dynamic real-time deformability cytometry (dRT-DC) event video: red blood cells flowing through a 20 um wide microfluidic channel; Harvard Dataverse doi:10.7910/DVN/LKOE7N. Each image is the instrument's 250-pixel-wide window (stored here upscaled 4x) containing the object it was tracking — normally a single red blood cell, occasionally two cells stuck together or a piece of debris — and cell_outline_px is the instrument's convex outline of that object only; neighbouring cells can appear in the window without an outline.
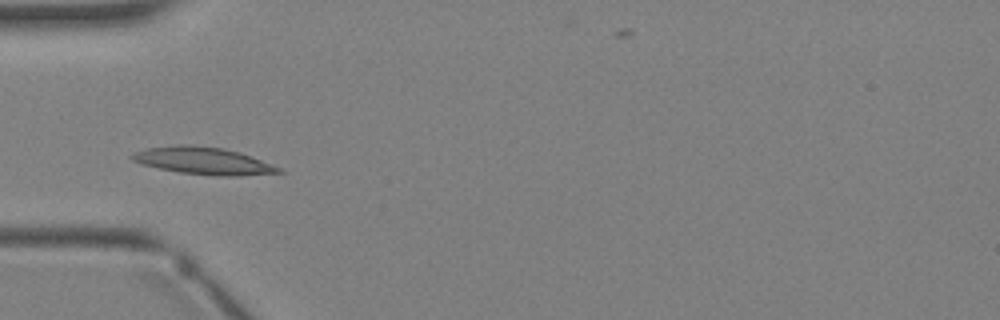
{"species": "Egyptian fruit bat (a non-hibernating species)", "species_latin": "Rousettus aegyptiacus", "temperature_condition": "warm", "stored_images_in_passage": 4, "camera_frame_rate_fps": 3000, "um_per_image_px": 0.085, "animal": {"sex": "female"}, "frame": {"image": 1, "passage_image": 4, "time_ms": 3.333, "image_size_px": [1000, 320], "cell_outline_px": [[284, 172], [236, 176], [216, 176], [180, 172], [160, 168], [144, 164], [132, 160], [128, 156], [132, 152], [148, 148], [176, 144], [192, 144], [224, 148], [240, 152], [272, 164], [280, 168]], "centroid_in_image_um": [17.26, 13.65], "position_along_channel_um": 67.7, "area_um2": 23.29}}